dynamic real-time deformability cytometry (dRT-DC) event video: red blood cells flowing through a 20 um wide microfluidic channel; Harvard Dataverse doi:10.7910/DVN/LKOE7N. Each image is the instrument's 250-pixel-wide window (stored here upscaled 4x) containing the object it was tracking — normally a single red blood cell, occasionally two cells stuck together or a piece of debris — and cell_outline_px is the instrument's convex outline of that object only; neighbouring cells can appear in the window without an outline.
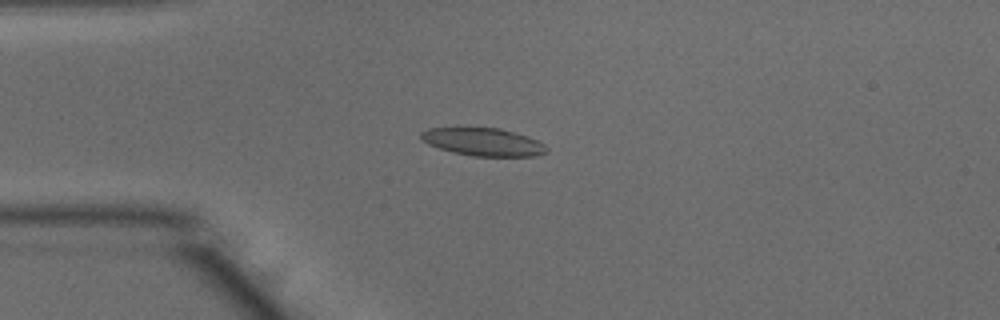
{"species": "common noctule bat (a hibernating species)", "species_latin": "Nyctalus noctula", "temperature_condition": "warm", "stored_images_in_passage": 39, "camera_frame_rate_fps": 3000, "um_per_image_px": 0.085, "animal": {"sex": "male", "body_mass_g": 15.6}, "frame": {"image": 1, "passage_image": 1, "time_ms": 0.0, "image_size_px": [1000, 320], "cell_outline_px": [[548, 152], [536, 156], [472, 156], [452, 152], [428, 144], [420, 136], [420, 132], [428, 128], [500, 128], [528, 136], [544, 144], [548, 148]], "centroid_in_image_um": [41.1, 12.07], "position_along_channel_um": 43.9, "area_um2": 20.29}}
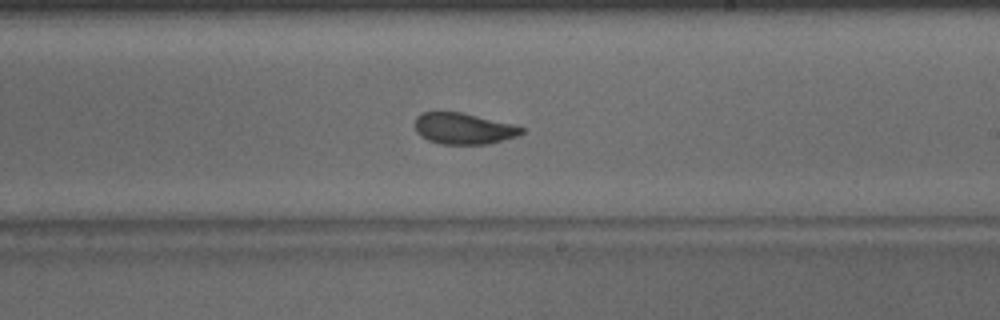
{"frame": {"image": 2, "passage_image": 18, "time_ms": 5.667, "image_size_px": [1000, 320], "cell_outline_px": [[524, 132], [516, 136], [488, 144], [440, 144], [428, 140], [420, 136], [416, 132], [416, 116], [424, 112], [460, 112], [512, 124], [524, 128]], "centroid_in_image_um": [39.38, 10.93], "position_along_channel_um": 249.6, "area_um2": 19.19}}
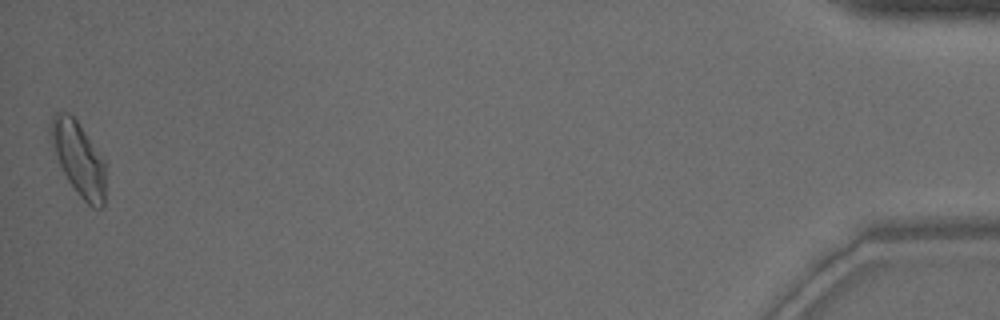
{"frame": {"image": 3, "passage_image": 39, "time_ms": 12.667, "image_size_px": [1000, 320], "cell_outline_px": [[104, 208], [92, 208], [76, 192], [68, 180], [60, 164], [52, 144], [48, 132], [48, 128], [52, 116], [56, 112], [68, 112], [76, 120], [104, 160]], "centroid_in_image_um": [6.66, 13.47], "position_along_channel_um": 428.5, "area_um2": 23.18}, "authors_computed_cell_mechanics": {"area_um2": 20.2878, "velocity_mm_per_s": 3.9207, "shape_relaxation_time_tau1_ms": 3.8942, "shape_relaxation_time_tau2_ms": 1.1168, "deformation_change_tau1": 0.1223, "deformation_change_tau2": 0.0662}}